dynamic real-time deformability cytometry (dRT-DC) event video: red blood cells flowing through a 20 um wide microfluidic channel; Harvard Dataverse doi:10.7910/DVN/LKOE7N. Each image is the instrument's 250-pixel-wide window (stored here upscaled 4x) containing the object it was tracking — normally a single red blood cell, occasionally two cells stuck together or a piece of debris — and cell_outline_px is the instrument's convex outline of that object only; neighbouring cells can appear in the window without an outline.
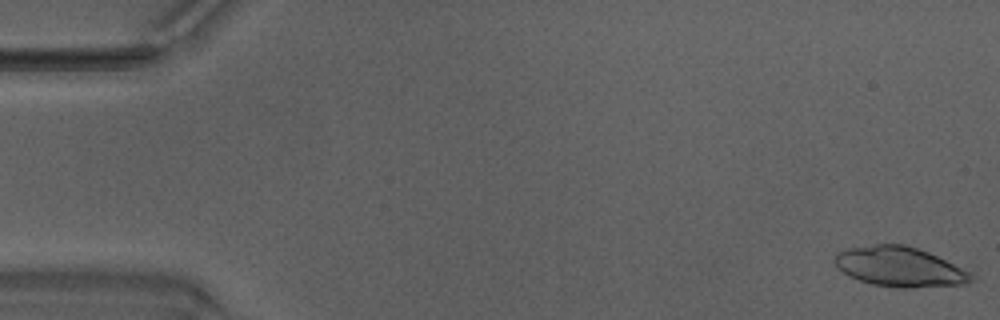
{"species": "Egyptian fruit bat (a non-hibernating species)", "species_latin": "Rousettus aegyptiacus", "temperature_condition": "warm", "stored_images_in_passage": 49, "camera_frame_rate_fps": 3000, "um_per_image_px": 0.085, "animal": {"sex": "male"}, "frame": {"image": 1, "passage_image": 1, "time_ms": 0.0, "image_size_px": [1000, 320], "cell_outline_px": [[976, 280], [968, 284], [908, 288], [900, 288], [872, 284], [848, 276], [832, 260], [836, 252], [844, 248], [876, 244], [904, 244], [928, 252], [972, 272]], "centroid_in_image_um": [76.49, 22.68], "position_along_channel_um": 8.5, "area_um2": 31.96}}